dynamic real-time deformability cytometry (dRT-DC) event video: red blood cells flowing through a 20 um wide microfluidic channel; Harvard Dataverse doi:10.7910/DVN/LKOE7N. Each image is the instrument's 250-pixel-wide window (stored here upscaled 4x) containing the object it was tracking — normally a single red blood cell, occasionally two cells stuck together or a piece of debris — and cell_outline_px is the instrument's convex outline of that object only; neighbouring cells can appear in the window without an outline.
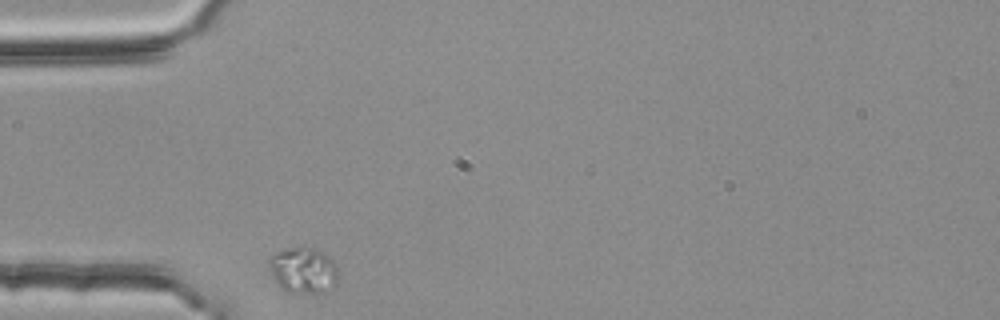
{"species": "common noctule bat (a hibernating species)", "species_latin": "Nyctalus noctula", "temperature_condition": "room temperature", "stored_images_in_passage": 31, "camera_frame_rate_fps": 3000, "um_per_image_px": 0.085, "animal": {"sex": "female", "body_mass_g": 25.1}, "frame": {"image": 1, "passage_image": 1, "time_ms": 0.0, "image_size_px": [1000, 320], "cell_outline_px": [[336, 284], [320, 292], [288, 292], [272, 276], [268, 268], [268, 260], [276, 252], [288, 248], [312, 248], [328, 256], [332, 260], [336, 268]], "centroid_in_image_um": [25.73, 22.95], "position_along_channel_um": 59.3, "area_um2": 17.8}}